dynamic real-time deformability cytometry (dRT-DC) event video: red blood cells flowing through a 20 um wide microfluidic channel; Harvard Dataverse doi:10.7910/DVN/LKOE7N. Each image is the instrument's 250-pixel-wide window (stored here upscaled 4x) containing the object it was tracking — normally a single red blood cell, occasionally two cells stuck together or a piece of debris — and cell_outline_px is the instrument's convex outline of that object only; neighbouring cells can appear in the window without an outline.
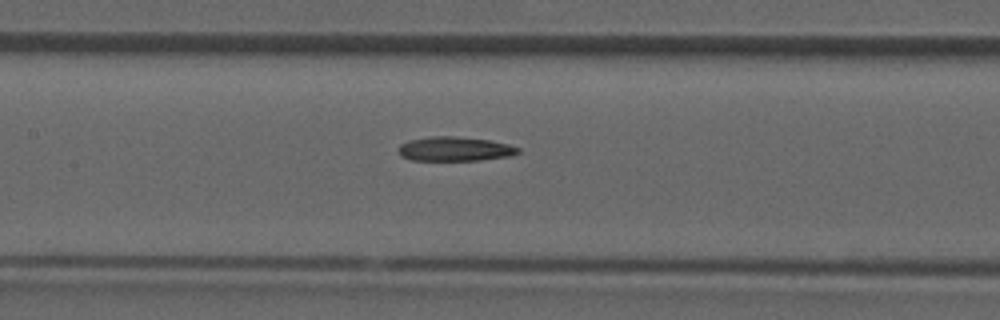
{"species": "common noctule bat (a hibernating species)", "species_latin": "Nyctalus noctula", "temperature_condition": "room temperature", "stored_images_in_passage": 30, "camera_frame_rate_fps": 3000, "um_per_image_px": 0.085, "animal": {"sex": "male", "forearm_length_mm": 52.5}, "frame": {"image": 1, "passage_image": 9, "time_ms": 2.667, "image_size_px": [1000, 320], "cell_outline_px": [[520, 152], [508, 156], [480, 160], [412, 160], [400, 156], [396, 152], [396, 148], [400, 144], [408, 140], [432, 136], [456, 136], [488, 140], [508, 144], [520, 148]], "centroid_in_image_um": [38.59, 12.66], "position_along_channel_um": 168.8, "area_um2": 17.05}}
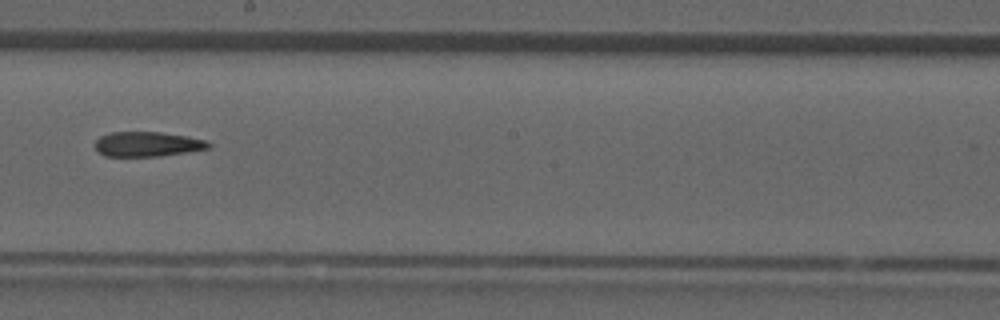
{"frame": {"image": 2, "passage_image": 13, "time_ms": 4.0, "image_size_px": [1000, 320], "cell_outline_px": [[212, 144], [208, 148], [160, 156], [104, 156], [96, 152], [96, 140], [100, 136], [112, 132], [160, 132], [188, 136], [204, 140]], "centroid_in_image_um": [12.49, 12.25], "position_along_channel_um": 235.7, "area_um2": 16.3}}